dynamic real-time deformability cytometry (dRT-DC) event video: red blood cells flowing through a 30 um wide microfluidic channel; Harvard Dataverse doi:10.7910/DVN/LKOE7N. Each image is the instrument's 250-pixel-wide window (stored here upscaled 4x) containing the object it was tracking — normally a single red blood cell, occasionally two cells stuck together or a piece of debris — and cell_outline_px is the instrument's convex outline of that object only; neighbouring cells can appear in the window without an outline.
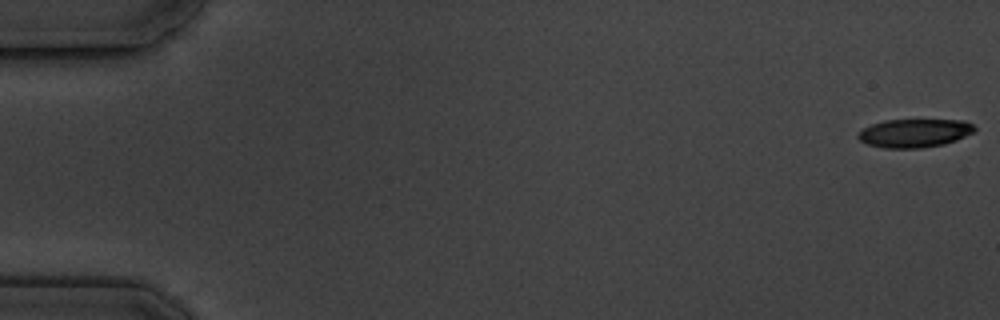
{"species": "common noctule bat (a hibernating species)", "species_latin": "Nyctalus noctula", "temperature_condition": "cold", "stored_images_in_passage": 8, "camera_frame_rate_fps": 3000, "um_per_image_px": 0.085, "animal": {"sex": "male", "body_mass_g": 19.5, "forearm_length_mm": 54.6}, "frame": {"image": 1, "passage_image": 1, "time_ms": 0.0, "image_size_px": [1000, 320], "cell_outline_px": [[976, 128], [972, 132], [956, 140], [944, 144], [920, 148], [884, 148], [868, 144], [860, 140], [856, 136], [864, 128], [872, 124], [884, 120], [964, 120], [972, 124]], "centroid_in_image_um": [77.72, 11.31], "position_along_channel_um": 7.3, "area_um2": 19.13}}
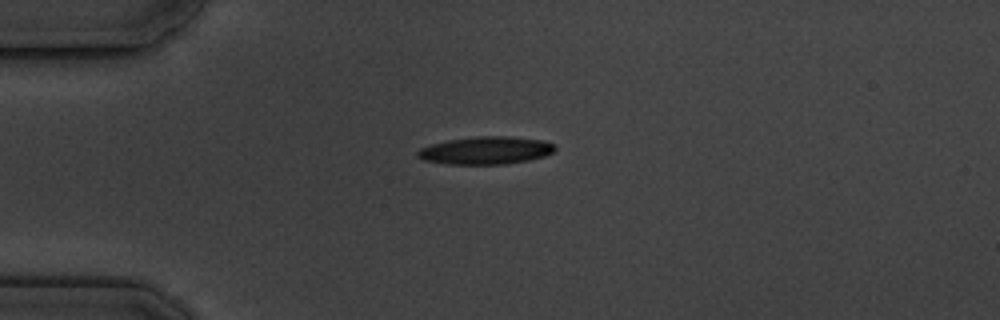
{"frame": {"image": 2, "passage_image": 5, "time_ms": 4.667, "image_size_px": [1000, 320], "cell_outline_px": [[556, 148], [552, 152], [544, 156], [528, 160], [504, 164], [448, 164], [424, 160], [416, 156], [416, 152], [420, 148], [432, 144], [448, 140], [476, 136], [508, 136], [544, 140], [556, 144]], "centroid_in_image_um": [41.3, 12.78], "position_along_channel_um": 43.7, "area_um2": 22.2}}